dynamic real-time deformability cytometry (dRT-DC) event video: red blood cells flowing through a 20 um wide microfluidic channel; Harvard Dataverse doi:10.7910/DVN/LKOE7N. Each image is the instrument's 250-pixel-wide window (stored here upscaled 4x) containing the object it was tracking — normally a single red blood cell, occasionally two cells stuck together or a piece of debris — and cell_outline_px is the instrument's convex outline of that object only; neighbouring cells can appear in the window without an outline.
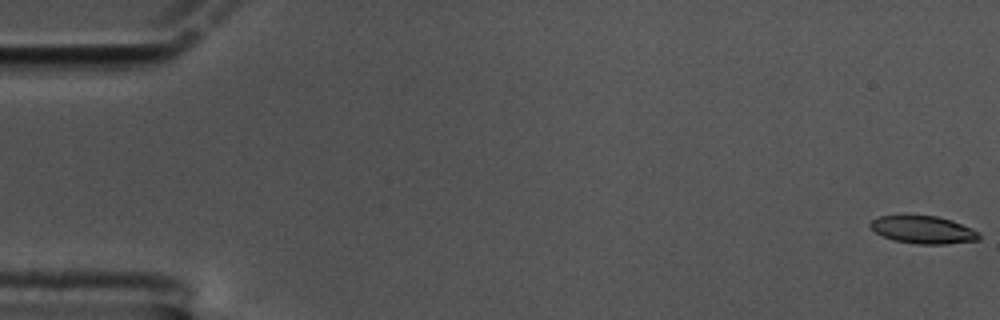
{"species": "common noctule bat (a hibernating species)", "species_latin": "Nyctalus noctula", "temperature_condition": "cold", "stored_images_in_passage": 57, "camera_frame_rate_fps": 3000, "um_per_image_px": 0.085, "animal": {"sex": "male", "body_mass_g": 17.5, "forearm_length_mm": 52.3}, "frame": {"image": 1, "passage_image": 1, "time_ms": 0.0, "image_size_px": [1000, 320], "cell_outline_px": [[980, 240], [944, 244], [916, 244], [896, 240], [884, 236], [876, 232], [868, 224], [872, 220], [880, 216], [936, 216], [952, 220], [972, 228], [980, 232]], "centroid_in_image_um": [78.53, 19.53], "position_along_channel_um": 6.5, "area_um2": 17.34}}
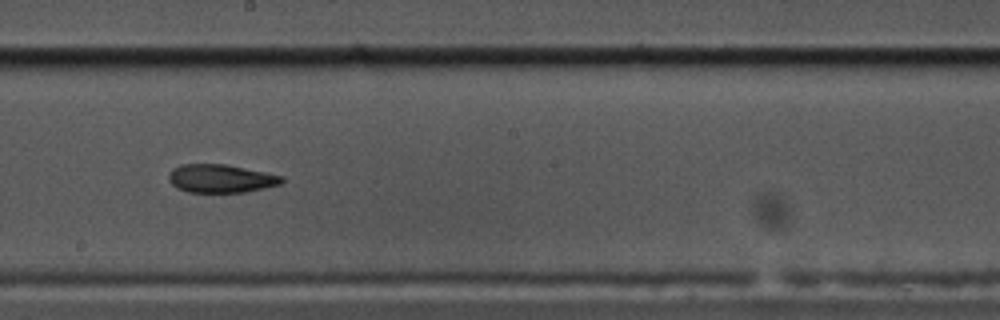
{"frame": {"image": 2, "passage_image": 34, "time_ms": 11.0, "image_size_px": [1000, 320], "cell_outline_px": [[284, 180], [280, 184], [264, 188], [244, 192], [188, 192], [176, 188], [168, 180], [168, 172], [172, 168], [180, 164], [228, 164], [284, 176]], "centroid_in_image_um": [18.74, 15.16], "position_along_channel_um": 229.5, "area_um2": 18.84}}
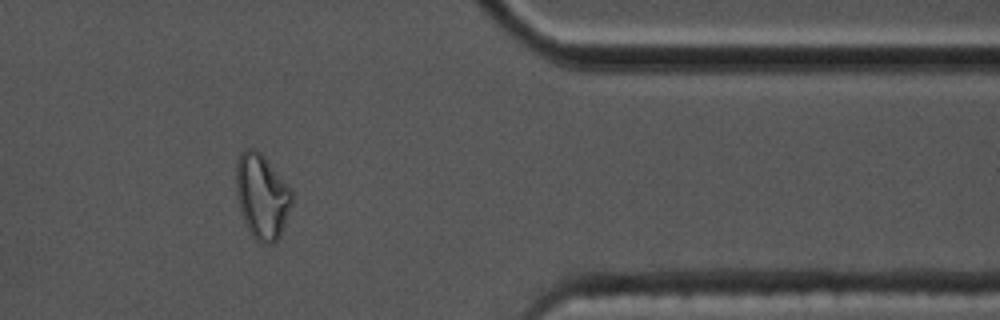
{"frame": {"image": 3, "passage_image": 50, "time_ms": 16.333, "image_size_px": [1000, 320], "cell_outline_px": [[292, 204], [280, 236], [272, 244], [260, 244], [252, 236], [240, 212], [236, 192], [236, 164], [240, 152], [244, 148], [252, 148], [260, 152], [264, 156], [292, 188]], "centroid_in_image_um": [22.26, 16.68], "position_along_channel_um": 389.1, "area_um2": 27.86}, "authors_computed_cell_mechanics": {"area_um2": 19.074, "velocity_mm_per_s": 3.3586, "shape_relaxation_time_tau1_ms": null, "shape_relaxation_time_tau2_ms": 4.1452, "deformation_change_tau1": null, "deformation_change_tau2": 0.112}}